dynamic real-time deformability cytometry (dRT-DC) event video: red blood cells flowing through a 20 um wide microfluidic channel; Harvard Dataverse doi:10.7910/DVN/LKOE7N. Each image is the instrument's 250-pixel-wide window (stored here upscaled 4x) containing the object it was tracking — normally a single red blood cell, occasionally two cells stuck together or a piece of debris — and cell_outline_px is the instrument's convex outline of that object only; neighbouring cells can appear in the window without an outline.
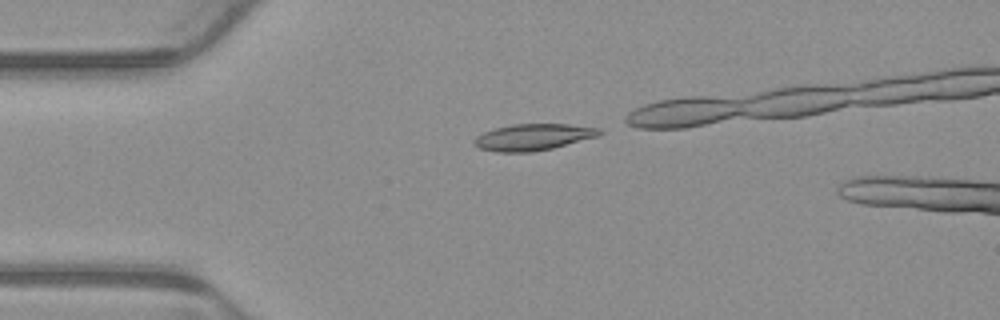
{"species": "common noctule bat (a hibernating species)", "species_latin": "Nyctalus noctula", "temperature_condition": "warm", "stored_images_in_passage": 4, "camera_frame_rate_fps": 3000, "um_per_image_px": 0.085, "animal": {"sex": "male", "body_mass_g": 23.1, "forearm_length_mm": 52.7}, "frame": {"image": 1, "passage_image": 1, "time_ms": 0.0, "image_size_px": [1000, 320], "cell_outline_px": [[604, 132], [600, 136], [552, 148], [532, 152], [496, 152], [480, 148], [472, 144], [472, 140], [476, 136], [484, 132], [496, 128], [512, 124], [568, 124], [600, 128]], "centroid_in_image_um": [45.33, 11.65], "position_along_channel_um": 39.7, "area_um2": 19.48}}
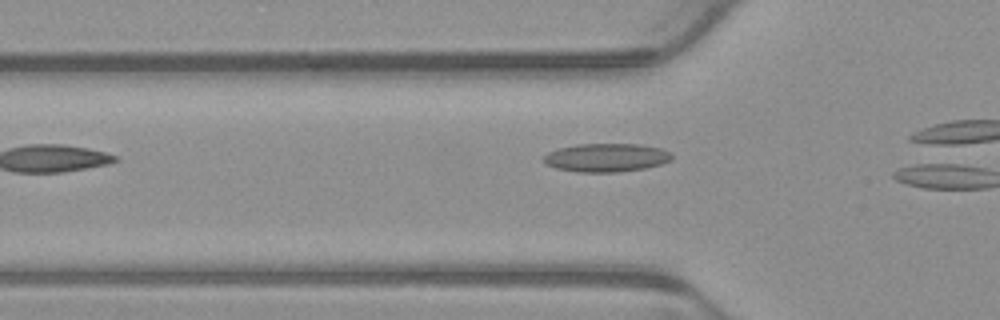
{"frame": {"image": 2, "passage_image": 4, "time_ms": 1.0, "image_size_px": [1000, 320], "cell_outline_px": [[672, 160], [660, 164], [644, 168], [616, 172], [576, 172], [556, 168], [548, 164], [544, 160], [544, 156], [548, 152], [560, 148], [576, 144], [640, 144], [660, 148], [672, 152]], "centroid_in_image_um": [51.56, 13.39], "position_along_channel_um": 74.2, "area_um2": 21.15}}